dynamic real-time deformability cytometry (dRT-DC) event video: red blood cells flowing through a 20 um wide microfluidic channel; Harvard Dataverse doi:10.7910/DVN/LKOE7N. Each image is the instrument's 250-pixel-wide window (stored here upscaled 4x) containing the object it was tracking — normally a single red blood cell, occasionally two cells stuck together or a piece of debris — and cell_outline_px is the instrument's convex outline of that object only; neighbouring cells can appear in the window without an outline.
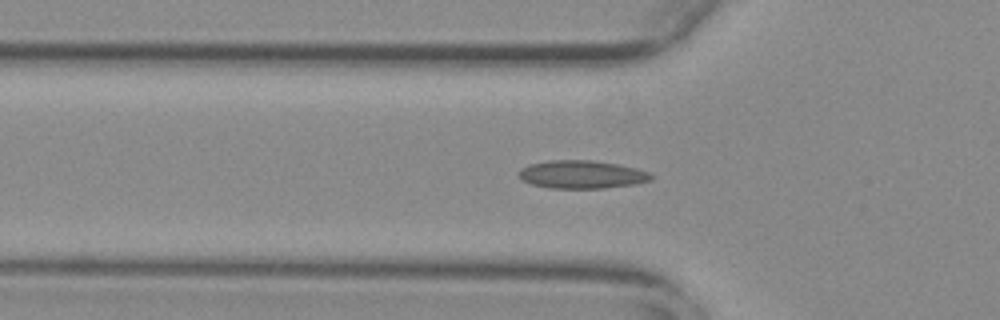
{"species": "common noctule bat (a hibernating species)", "species_latin": "Nyctalus noctula", "temperature_condition": "warm", "stored_images_in_passage": 41, "camera_frame_rate_fps": 3000, "um_per_image_px": 0.085, "animal": {"sex": "female", "body_mass_g": 29.2, "forearm_length_mm": 56.3}, "frame": {"image": 1, "passage_image": 10, "time_ms": 3.0, "image_size_px": [1000, 320], "cell_outline_px": [[656, 176], [652, 180], [636, 184], [604, 188], [548, 188], [532, 184], [520, 180], [516, 172], [520, 168], [528, 164], [548, 160], [592, 160], [616, 164], [636, 168], [648, 172]], "centroid_in_image_um": [49.42, 14.83], "position_along_channel_um": 76.4, "area_um2": 21.96}}
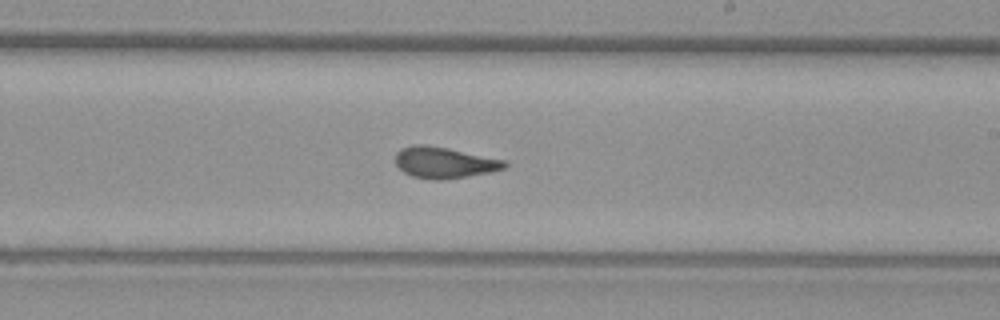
{"frame": {"image": 2, "passage_image": 24, "time_ms": 7.667, "image_size_px": [1000, 320], "cell_outline_px": [[508, 164], [504, 168], [492, 172], [444, 180], [432, 180], [412, 176], [404, 172], [396, 164], [396, 152], [400, 148], [412, 144], [424, 144], [448, 148], [504, 160]], "centroid_in_image_um": [37.74, 13.82], "position_along_channel_um": 251.3, "area_um2": 19.88}}
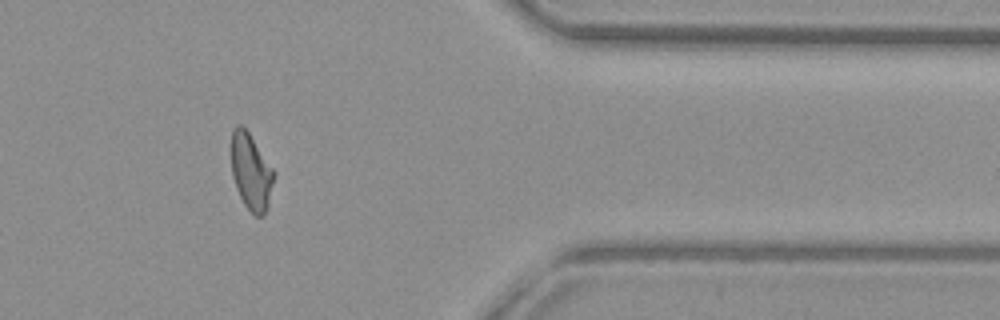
{"frame": {"image": 3, "passage_image": 37, "time_ms": 12.0, "image_size_px": [1000, 320], "cell_outline_px": [[276, 172], [268, 208], [264, 216], [256, 216], [244, 204], [236, 188], [232, 176], [232, 128], [236, 124], [240, 124], [248, 132]], "centroid_in_image_um": [21.36, 14.62], "position_along_channel_um": 390.0, "area_um2": 19.02}, "authors_computed_cell_mechanics": {"area_um2": 19.4208, "velocity_mm_per_s": 3.7287, "shape_relaxation_time_tau1_ms": null, "shape_relaxation_time_tau2_ms": 0.799, "deformation_change_tau1": null, "deformation_change_tau2": 0.0656}}